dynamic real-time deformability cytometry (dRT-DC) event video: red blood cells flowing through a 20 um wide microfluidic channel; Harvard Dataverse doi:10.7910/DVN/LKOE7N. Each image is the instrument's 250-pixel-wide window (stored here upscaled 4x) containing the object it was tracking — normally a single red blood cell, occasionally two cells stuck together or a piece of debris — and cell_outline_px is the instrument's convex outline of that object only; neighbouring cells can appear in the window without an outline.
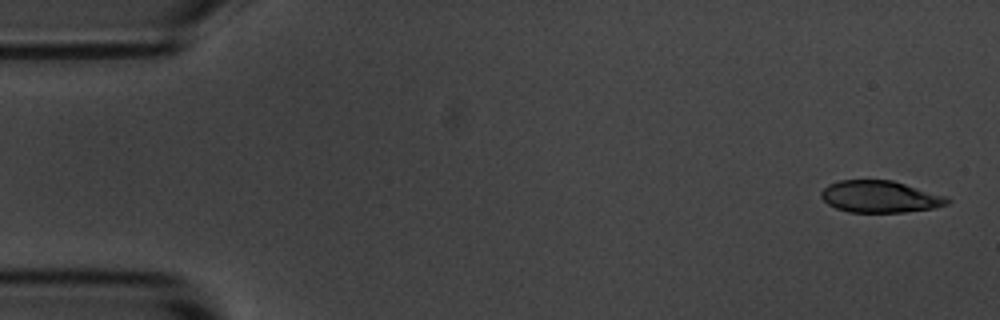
{"species": "common noctule bat (a hibernating species)", "species_latin": "Nyctalus noctula", "temperature_condition": "room temperature", "stored_images_in_passage": 4, "camera_frame_rate_fps": 3000, "um_per_image_px": 0.085, "animal": {"sex": "male", "body_mass_g": 20.1, "forearm_length_mm": 53.5}, "frame": {"image": 1, "passage_image": 1, "time_ms": 0.0, "image_size_px": [1000, 320], "cell_outline_px": [[952, 200], [948, 204], [936, 208], [904, 212], [848, 212], [836, 208], [828, 204], [820, 196], [820, 192], [828, 184], [840, 180], [892, 180], [948, 196]], "centroid_in_image_um": [74.84, 16.72], "position_along_channel_um": 10.2, "area_um2": 23.64}}